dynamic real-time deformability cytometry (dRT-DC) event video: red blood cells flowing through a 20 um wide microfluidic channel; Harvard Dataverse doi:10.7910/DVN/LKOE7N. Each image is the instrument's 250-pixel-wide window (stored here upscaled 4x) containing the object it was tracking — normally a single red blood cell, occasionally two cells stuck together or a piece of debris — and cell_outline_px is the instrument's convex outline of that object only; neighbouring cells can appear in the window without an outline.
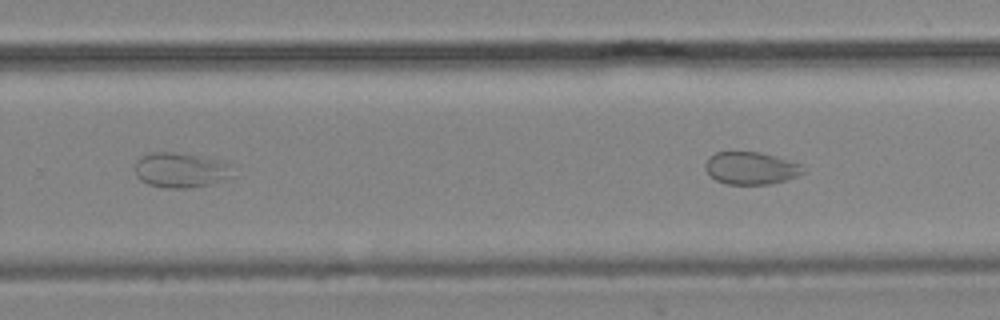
{"species": "common noctule bat (a hibernating species)", "species_latin": "Nyctalus noctula", "temperature_condition": "cold", "stored_images_in_passage": 10, "camera_frame_rate_fps": 3000, "um_per_image_px": 0.085, "animal": {"sex": "male", "body_mass_g": 19.2, "forearm_length_mm": 51.8}, "frame": {"image": 1, "passage_image": 10, "time_ms": 11.667, "image_size_px": [1000, 320], "cell_outline_px": [[804, 172], [796, 176], [772, 184], [728, 184], [716, 180], [704, 168], [704, 164], [708, 156], [716, 152], [760, 152], [776, 156], [800, 164], [804, 168]], "centroid_in_image_um": [63.8, 14.28], "position_along_channel_um": 266.0, "area_um2": 18.44}}